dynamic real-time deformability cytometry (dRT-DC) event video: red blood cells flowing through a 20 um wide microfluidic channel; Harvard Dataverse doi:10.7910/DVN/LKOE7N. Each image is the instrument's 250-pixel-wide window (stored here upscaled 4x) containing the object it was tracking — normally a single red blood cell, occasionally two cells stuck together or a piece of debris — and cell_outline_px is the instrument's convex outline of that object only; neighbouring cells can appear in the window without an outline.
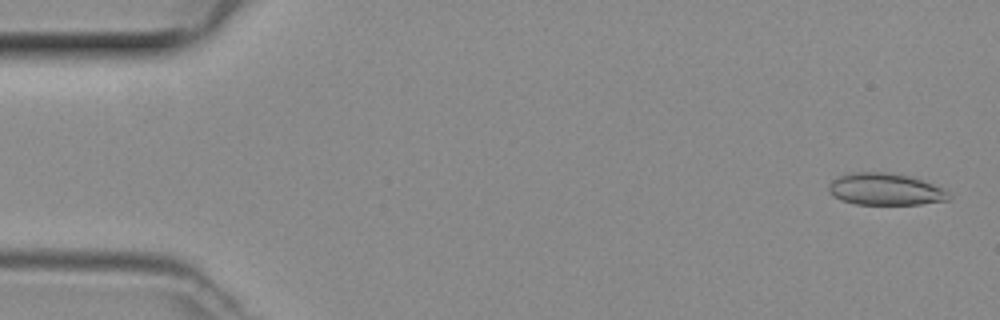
{"species": "common noctule bat (a hibernating species)", "species_latin": "Nyctalus noctula", "temperature_condition": "room temperature", "stored_images_in_passage": 46, "camera_frame_rate_fps": 3000, "um_per_image_px": 0.085, "animal": {"sex": "female", "body_mass_g": 29.2, "forearm_length_mm": 56.3}, "frame": {"image": 1, "passage_image": 1, "time_ms": 0.0, "image_size_px": [1000, 320], "cell_outline_px": [[948, 200], [920, 204], [856, 204], [840, 200], [828, 188], [832, 180], [840, 176], [856, 172], [888, 172], [908, 176], [932, 184], [948, 192]], "centroid_in_image_um": [75.23, 16.09], "position_along_channel_um": 9.8, "area_um2": 21.79}}
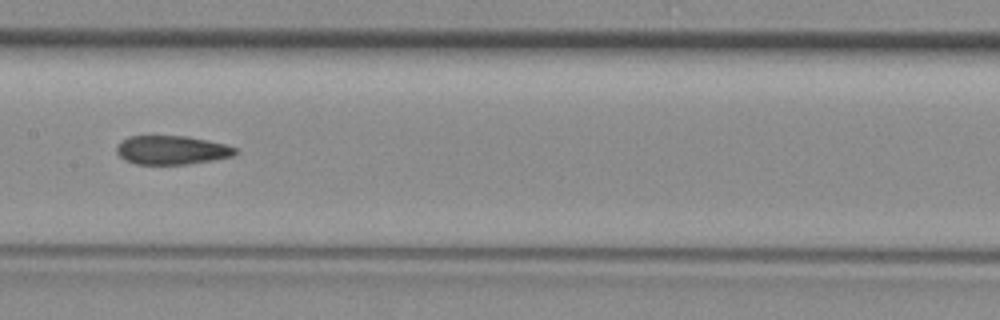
{"frame": {"image": 2, "passage_image": 23, "time_ms": 7.333, "image_size_px": [1000, 320], "cell_outline_px": [[236, 152], [232, 156], [212, 160], [188, 164], [136, 164], [124, 160], [116, 152], [116, 148], [128, 136], [188, 136], [224, 144], [236, 148]], "centroid_in_image_um": [14.58, 12.76], "position_along_channel_um": 192.8, "area_um2": 19.71}}
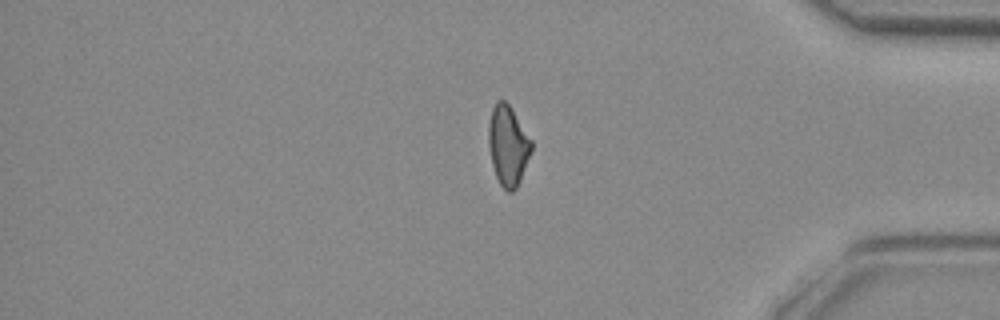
{"frame": {"image": 3, "passage_image": 39, "time_ms": 12.667, "image_size_px": [1000, 320], "cell_outline_px": [[532, 148], [520, 180], [516, 188], [512, 192], [508, 192], [500, 184], [496, 176], [492, 164], [488, 144], [488, 124], [492, 108], [496, 100], [504, 100], [508, 104], [532, 140]], "centroid_in_image_um": [43.16, 12.36], "position_along_channel_um": 392.0, "area_um2": 19.77}}